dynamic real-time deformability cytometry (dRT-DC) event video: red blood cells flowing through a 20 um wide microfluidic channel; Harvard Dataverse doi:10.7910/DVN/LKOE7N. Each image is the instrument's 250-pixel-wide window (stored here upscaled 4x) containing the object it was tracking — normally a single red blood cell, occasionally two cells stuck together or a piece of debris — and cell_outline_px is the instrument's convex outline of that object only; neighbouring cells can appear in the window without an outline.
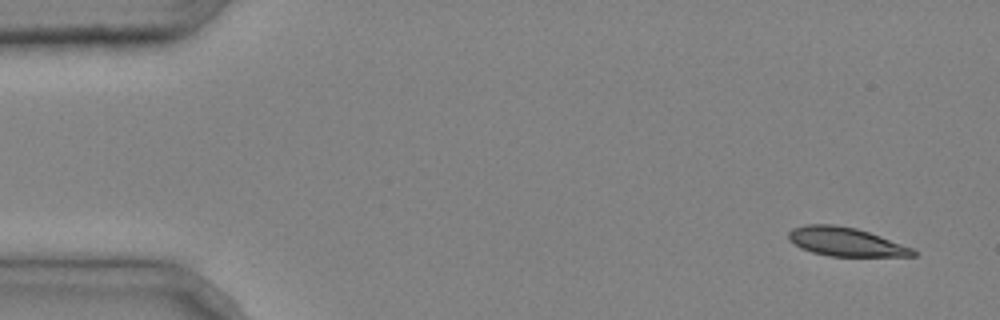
{"species": "common noctule bat (a hibernating species)", "species_latin": "Nyctalus noctula", "temperature_condition": "cold", "stored_images_in_passage": 3, "camera_frame_rate_fps": 3000, "um_per_image_px": 0.085, "animal": {"sex": "male", "body_mass_g": 20.4}, "frame": {"image": 1, "passage_image": 1, "time_ms": 0.0, "image_size_px": [1000, 320], "cell_outline_px": [[916, 256], [828, 256], [812, 252], [800, 248], [788, 240], [788, 232], [792, 228], [804, 224], [832, 224], [856, 228], [880, 236], [912, 248], [916, 252]], "centroid_in_image_um": [71.82, 20.55], "position_along_channel_um": 13.2, "area_um2": 20.81}}
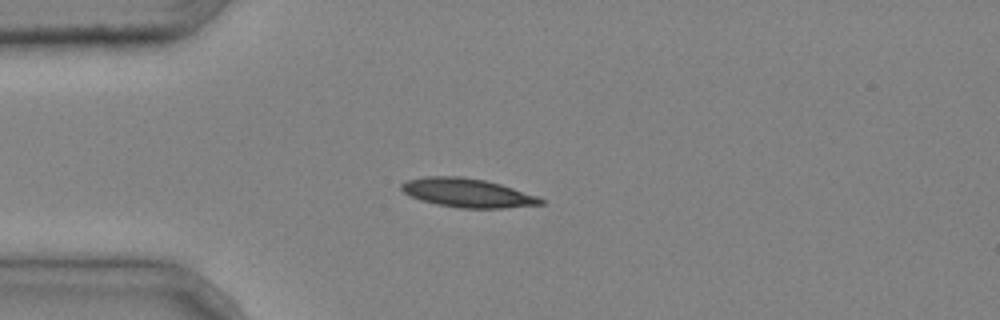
{"frame": {"image": 2, "passage_image": 3, "time_ms": 0.667, "image_size_px": [1000, 320], "cell_outline_px": [[548, 200], [544, 204], [504, 208], [460, 208], [436, 204], [420, 200], [404, 192], [400, 188], [400, 184], [408, 180], [424, 176], [460, 176], [484, 180], [500, 184]], "centroid_in_image_um": [39.73, 16.4], "position_along_channel_um": 45.3, "area_um2": 23.35}}